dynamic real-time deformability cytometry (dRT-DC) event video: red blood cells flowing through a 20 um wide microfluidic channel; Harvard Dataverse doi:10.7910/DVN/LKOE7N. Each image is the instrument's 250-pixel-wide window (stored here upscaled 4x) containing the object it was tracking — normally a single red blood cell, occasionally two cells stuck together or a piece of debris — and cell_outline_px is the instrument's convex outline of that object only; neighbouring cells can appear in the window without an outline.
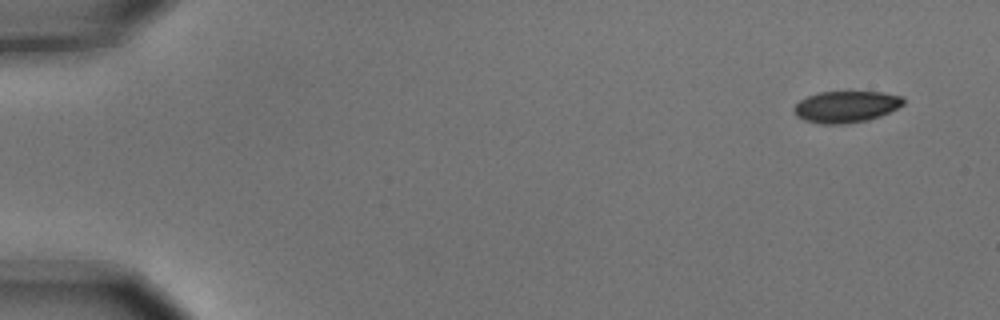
{"species": "common noctule bat (a hibernating species)", "species_latin": "Nyctalus noctula", "temperature_condition": "cold", "stored_images_in_passage": 4, "camera_frame_rate_fps": 3000, "um_per_image_px": 0.085, "animal": {"sex": "male", "body_mass_g": 15.6}, "frame": {"image": 1, "passage_image": 1, "time_ms": 0.0, "image_size_px": [1000, 320], "cell_outline_px": [[904, 104], [880, 116], [868, 120], [844, 124], [824, 124], [804, 120], [796, 116], [792, 112], [792, 108], [800, 100], [808, 96], [820, 92], [880, 92], [904, 96]], "centroid_in_image_um": [71.89, 9.07], "position_along_channel_um": 13.1, "area_um2": 20.11}}
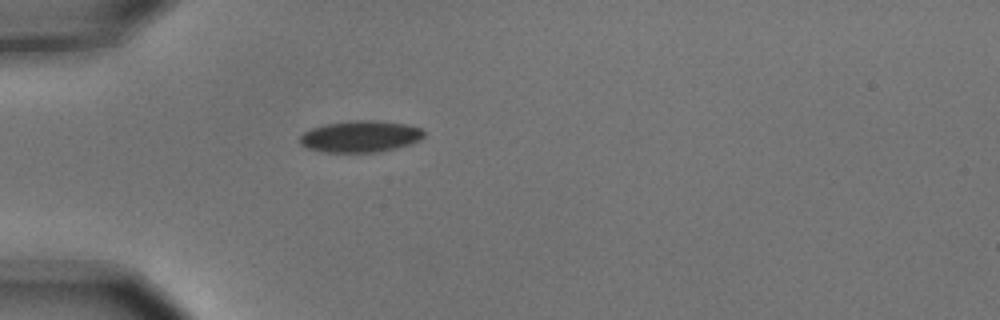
{"frame": {"image": 2, "passage_image": 4, "time_ms": 1.0, "image_size_px": [1000, 320], "cell_outline_px": [[424, 136], [420, 140], [396, 148], [380, 152], [324, 152], [308, 148], [300, 144], [300, 136], [304, 132], [312, 128], [324, 124], [348, 120], [376, 120], [404, 124], [420, 128], [424, 132]], "centroid_in_image_um": [30.61, 11.59], "position_along_channel_um": 54.4, "area_um2": 22.83}}